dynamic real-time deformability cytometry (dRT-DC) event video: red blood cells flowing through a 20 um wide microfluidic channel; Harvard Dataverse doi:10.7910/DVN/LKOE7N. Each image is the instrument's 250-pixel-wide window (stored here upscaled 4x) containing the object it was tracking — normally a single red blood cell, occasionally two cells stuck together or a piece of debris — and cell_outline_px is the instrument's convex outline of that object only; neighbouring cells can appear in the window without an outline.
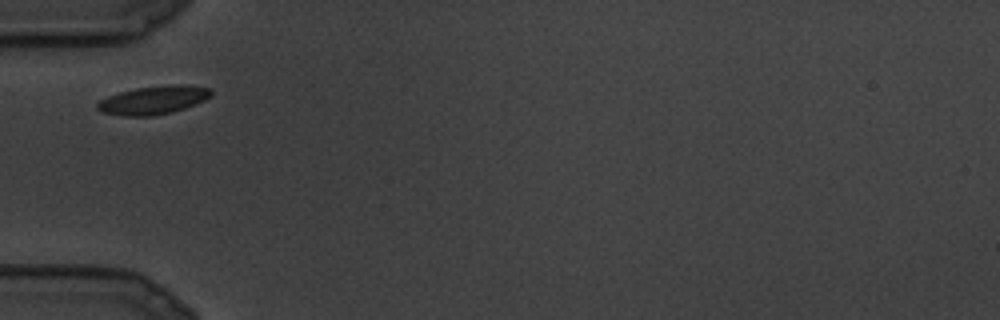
{"species": "common noctule bat (a hibernating species)", "species_latin": "Nyctalus noctula", "temperature_condition": "cold", "stored_images_in_passage": 14, "camera_frame_rate_fps": 3000, "um_per_image_px": 0.085, "animal": {"sex": "male", "body_mass_g": 19.5, "forearm_length_mm": 54.6}, "frame": {"image": 1, "passage_image": 2, "time_ms": 0.333, "image_size_px": [1000, 320], "cell_outline_px": [[212, 92], [204, 100], [184, 108], [172, 112], [152, 116], [124, 116], [104, 112], [96, 108], [96, 104], [100, 100], [108, 96], [120, 92], [136, 88], [172, 84], [184, 84], [212, 88]], "centroid_in_image_um": [13.04, 8.5], "position_along_channel_um": 72.0, "area_um2": 18.67}}
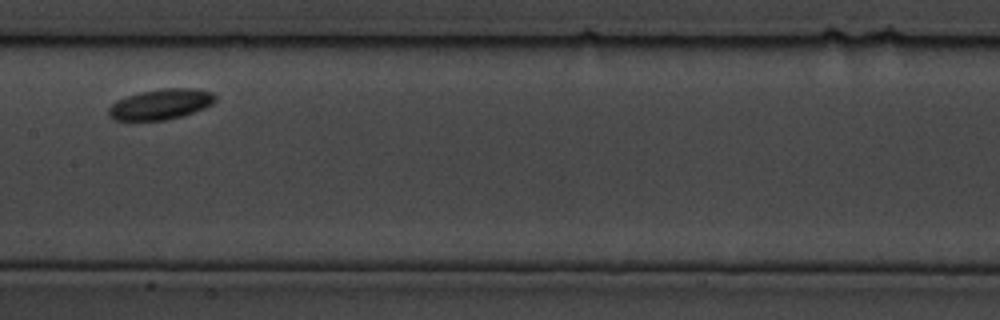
{"frame": {"image": 2, "passage_image": 7, "time_ms": 2.0, "image_size_px": [1000, 320], "cell_outline_px": [[216, 100], [212, 104], [204, 108], [180, 116], [164, 120], [112, 120], [108, 116], [108, 108], [116, 100], [128, 96], [160, 88], [184, 88], [212, 92], [216, 96]], "centroid_in_image_um": [13.63, 8.87], "position_along_channel_um": 193.8, "area_um2": 18.67}}
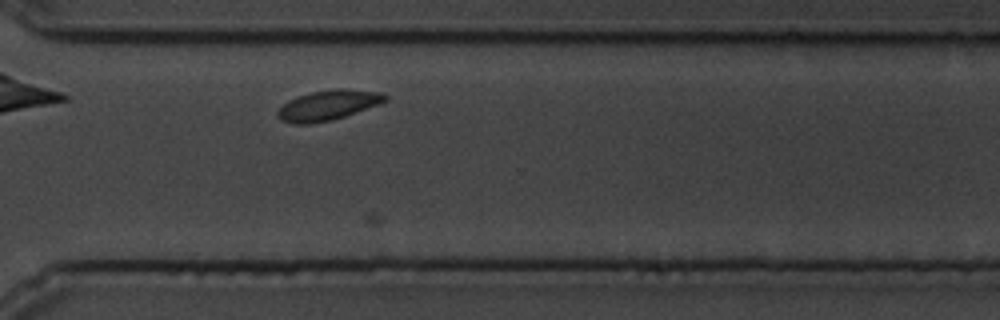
{"frame": {"image": 3, "passage_image": 14, "time_ms": 4.333, "image_size_px": [1000, 320], "cell_outline_px": [[388, 100], [380, 104], [332, 120], [312, 124], [292, 124], [280, 120], [276, 116], [276, 112], [288, 100], [296, 96], [312, 92], [336, 88], [384, 92], [388, 96]], "centroid_in_image_um": [27.88, 8.95], "position_along_channel_um": 342.7, "area_um2": 19.02}}